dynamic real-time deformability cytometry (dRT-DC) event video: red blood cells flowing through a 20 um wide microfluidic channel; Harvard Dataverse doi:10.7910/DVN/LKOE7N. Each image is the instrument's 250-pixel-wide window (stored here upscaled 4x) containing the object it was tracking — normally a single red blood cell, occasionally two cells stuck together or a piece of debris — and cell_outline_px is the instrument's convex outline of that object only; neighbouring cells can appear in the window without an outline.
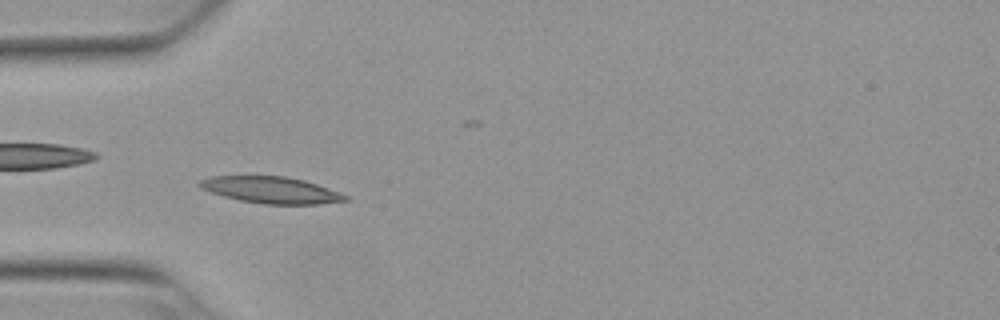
{"species": "Egyptian fruit bat (a non-hibernating species)", "species_latin": "Rousettus aegyptiacus", "temperature_condition": "warm", "stored_images_in_passage": 53, "camera_frame_rate_fps": 3000, "um_per_image_px": 0.085, "animal": {"sex": "female"}, "frame": {"image": 1, "passage_image": 16, "time_ms": 5.0, "image_size_px": [1000, 320], "cell_outline_px": [[348, 200], [316, 204], [264, 204], [240, 200], [224, 196], [200, 188], [196, 184], [200, 180], [212, 176], [284, 176], [304, 180], [316, 184], [348, 196]], "centroid_in_image_um": [23.0, 16.14], "position_along_channel_um": 62.0, "area_um2": 22.25}}
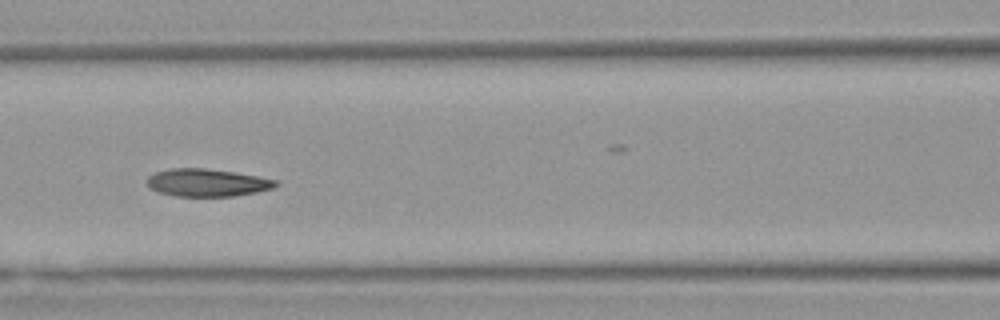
{"frame": {"image": 2, "passage_image": 23, "time_ms": 7.333, "image_size_px": [1000, 320], "cell_outline_px": [[280, 184], [276, 188], [256, 192], [232, 196], [176, 196], [160, 192], [152, 188], [148, 184], [148, 176], [156, 172], [168, 168], [204, 168], [232, 172], [256, 176], [276, 180]], "centroid_in_image_um": [17.64, 15.52], "position_along_channel_um": 149.0, "area_um2": 20.52}, "authors_computed_cell_mechanics": {"area_um2": 21.097, "velocity_mm_per_s": 3.8085, "shape_relaxation_time_tau1_ms": 3.5092, "shape_relaxation_time_tau2_ms": 1.7168, "deformation_change_tau1": 0.1551, "deformation_change_tau2": 0.0734}}